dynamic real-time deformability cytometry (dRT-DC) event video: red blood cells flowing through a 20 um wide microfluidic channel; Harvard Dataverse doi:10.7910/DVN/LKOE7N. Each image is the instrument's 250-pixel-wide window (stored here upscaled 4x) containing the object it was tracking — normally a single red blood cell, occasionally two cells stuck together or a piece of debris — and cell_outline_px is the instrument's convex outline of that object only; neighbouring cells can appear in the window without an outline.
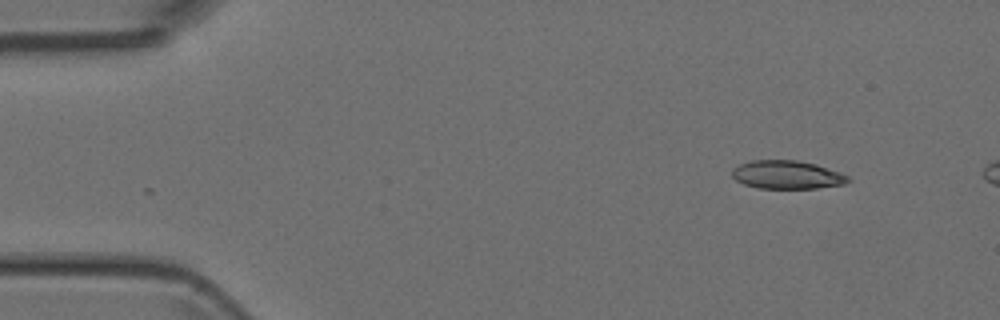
{"species": "Egyptian fruit bat (a non-hibernating species)", "species_latin": "Rousettus aegyptiacus", "temperature_condition": "room temperature", "stored_images_in_passage": 8, "camera_frame_rate_fps": 3000, "um_per_image_px": 0.085, "animal": {"sex": "female"}, "frame": {"image": 1, "passage_image": 1, "time_ms": 0.0, "image_size_px": [1000, 320], "cell_outline_px": [[852, 180], [844, 184], [816, 188], [756, 188], [744, 184], [736, 180], [732, 176], [732, 168], [740, 164], [752, 160], [796, 160], [816, 164], [840, 172], [848, 176]], "centroid_in_image_um": [66.89, 14.85], "position_along_channel_um": 18.1, "area_um2": 19.19}}